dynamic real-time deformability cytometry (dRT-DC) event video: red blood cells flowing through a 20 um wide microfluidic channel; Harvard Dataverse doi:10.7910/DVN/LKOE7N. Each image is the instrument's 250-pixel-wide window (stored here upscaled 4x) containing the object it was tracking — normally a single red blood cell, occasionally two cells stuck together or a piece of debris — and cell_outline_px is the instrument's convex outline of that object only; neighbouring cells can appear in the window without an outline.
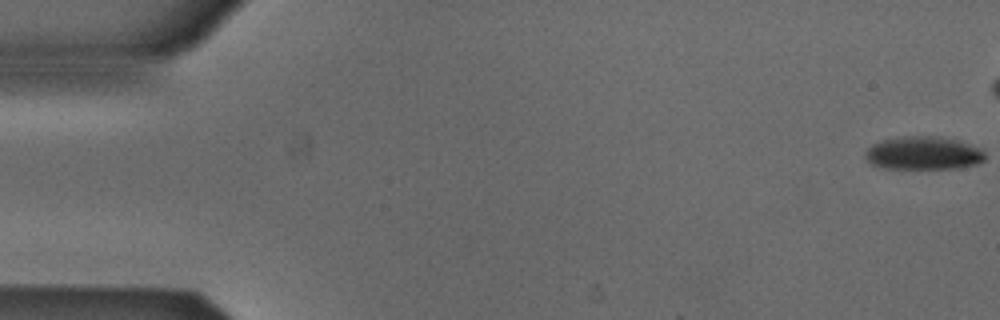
{"species": "Egyptian fruit bat (a non-hibernating species)", "species_latin": "Rousettus aegyptiacus", "temperature_condition": "cold", "stored_images_in_passage": 8, "camera_frame_rate_fps": 3000, "um_per_image_px": 0.085, "animal": {"sex": "male"}, "frame": {"image": 1, "passage_image": 1, "time_ms": 0.0, "image_size_px": [1000, 320], "cell_outline_px": [[984, 160], [976, 164], [956, 168], [884, 168], [872, 164], [864, 156], [868, 148], [872, 144], [884, 140], [904, 136], [936, 136], [956, 140], [968, 144], [984, 152]], "centroid_in_image_um": [78.46, 13.02], "position_along_channel_um": 6.5, "area_um2": 22.72}}